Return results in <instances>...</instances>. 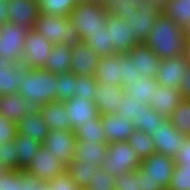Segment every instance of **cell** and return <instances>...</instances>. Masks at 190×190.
<instances>
[{
	"mask_svg": "<svg viewBox=\"0 0 190 190\" xmlns=\"http://www.w3.org/2000/svg\"><path fill=\"white\" fill-rule=\"evenodd\" d=\"M144 43L162 60L186 54L188 40L185 29L163 13L152 26Z\"/></svg>",
	"mask_w": 190,
	"mask_h": 190,
	"instance_id": "cell-1",
	"label": "cell"
},
{
	"mask_svg": "<svg viewBox=\"0 0 190 190\" xmlns=\"http://www.w3.org/2000/svg\"><path fill=\"white\" fill-rule=\"evenodd\" d=\"M57 75L42 68L26 67L25 80L18 94L25 100L37 101L42 105L57 100Z\"/></svg>",
	"mask_w": 190,
	"mask_h": 190,
	"instance_id": "cell-2",
	"label": "cell"
},
{
	"mask_svg": "<svg viewBox=\"0 0 190 190\" xmlns=\"http://www.w3.org/2000/svg\"><path fill=\"white\" fill-rule=\"evenodd\" d=\"M34 30L52 44H64L73 47L82 41L79 31L74 27L69 17L40 12Z\"/></svg>",
	"mask_w": 190,
	"mask_h": 190,
	"instance_id": "cell-3",
	"label": "cell"
},
{
	"mask_svg": "<svg viewBox=\"0 0 190 190\" xmlns=\"http://www.w3.org/2000/svg\"><path fill=\"white\" fill-rule=\"evenodd\" d=\"M108 12L101 4L80 0L72 10L69 19L79 31L83 41L87 35L107 28Z\"/></svg>",
	"mask_w": 190,
	"mask_h": 190,
	"instance_id": "cell-4",
	"label": "cell"
},
{
	"mask_svg": "<svg viewBox=\"0 0 190 190\" xmlns=\"http://www.w3.org/2000/svg\"><path fill=\"white\" fill-rule=\"evenodd\" d=\"M140 164L141 160L128 141H120L108 144L107 156L102 168L115 177L123 173L136 171Z\"/></svg>",
	"mask_w": 190,
	"mask_h": 190,
	"instance_id": "cell-5",
	"label": "cell"
},
{
	"mask_svg": "<svg viewBox=\"0 0 190 190\" xmlns=\"http://www.w3.org/2000/svg\"><path fill=\"white\" fill-rule=\"evenodd\" d=\"M29 31V28L18 26L13 22L0 25V57L21 64L24 42Z\"/></svg>",
	"mask_w": 190,
	"mask_h": 190,
	"instance_id": "cell-6",
	"label": "cell"
},
{
	"mask_svg": "<svg viewBox=\"0 0 190 190\" xmlns=\"http://www.w3.org/2000/svg\"><path fill=\"white\" fill-rule=\"evenodd\" d=\"M23 171L36 176L40 181L48 182L66 172V165L41 145Z\"/></svg>",
	"mask_w": 190,
	"mask_h": 190,
	"instance_id": "cell-7",
	"label": "cell"
},
{
	"mask_svg": "<svg viewBox=\"0 0 190 190\" xmlns=\"http://www.w3.org/2000/svg\"><path fill=\"white\" fill-rule=\"evenodd\" d=\"M52 43L34 29L25 38L21 64L28 68H42L52 51Z\"/></svg>",
	"mask_w": 190,
	"mask_h": 190,
	"instance_id": "cell-8",
	"label": "cell"
},
{
	"mask_svg": "<svg viewBox=\"0 0 190 190\" xmlns=\"http://www.w3.org/2000/svg\"><path fill=\"white\" fill-rule=\"evenodd\" d=\"M106 23V29L110 33L115 53L127 54L137 44L141 43L133 33L131 26L118 15L108 12Z\"/></svg>",
	"mask_w": 190,
	"mask_h": 190,
	"instance_id": "cell-9",
	"label": "cell"
},
{
	"mask_svg": "<svg viewBox=\"0 0 190 190\" xmlns=\"http://www.w3.org/2000/svg\"><path fill=\"white\" fill-rule=\"evenodd\" d=\"M153 138L156 152L175 157L185 143L187 136L180 133L171 123L169 118L155 131L150 133Z\"/></svg>",
	"mask_w": 190,
	"mask_h": 190,
	"instance_id": "cell-10",
	"label": "cell"
},
{
	"mask_svg": "<svg viewBox=\"0 0 190 190\" xmlns=\"http://www.w3.org/2000/svg\"><path fill=\"white\" fill-rule=\"evenodd\" d=\"M174 158L155 152L149 158L141 161L140 168L146 172V176L168 189L175 170Z\"/></svg>",
	"mask_w": 190,
	"mask_h": 190,
	"instance_id": "cell-11",
	"label": "cell"
},
{
	"mask_svg": "<svg viewBox=\"0 0 190 190\" xmlns=\"http://www.w3.org/2000/svg\"><path fill=\"white\" fill-rule=\"evenodd\" d=\"M76 136L75 131L49 130L47 138L42 145L54 156L68 165L75 153Z\"/></svg>",
	"mask_w": 190,
	"mask_h": 190,
	"instance_id": "cell-12",
	"label": "cell"
},
{
	"mask_svg": "<svg viewBox=\"0 0 190 190\" xmlns=\"http://www.w3.org/2000/svg\"><path fill=\"white\" fill-rule=\"evenodd\" d=\"M188 65L189 60L185 54L174 58L162 59L155 79L159 85L179 89Z\"/></svg>",
	"mask_w": 190,
	"mask_h": 190,
	"instance_id": "cell-13",
	"label": "cell"
},
{
	"mask_svg": "<svg viewBox=\"0 0 190 190\" xmlns=\"http://www.w3.org/2000/svg\"><path fill=\"white\" fill-rule=\"evenodd\" d=\"M42 104L37 101L25 100L20 94L0 96V115L18 123L29 112H39Z\"/></svg>",
	"mask_w": 190,
	"mask_h": 190,
	"instance_id": "cell-14",
	"label": "cell"
},
{
	"mask_svg": "<svg viewBox=\"0 0 190 190\" xmlns=\"http://www.w3.org/2000/svg\"><path fill=\"white\" fill-rule=\"evenodd\" d=\"M25 72L26 66L0 57V96L18 94V89L25 80Z\"/></svg>",
	"mask_w": 190,
	"mask_h": 190,
	"instance_id": "cell-15",
	"label": "cell"
},
{
	"mask_svg": "<svg viewBox=\"0 0 190 190\" xmlns=\"http://www.w3.org/2000/svg\"><path fill=\"white\" fill-rule=\"evenodd\" d=\"M65 110L73 131L100 115L94 101L80 96L65 101Z\"/></svg>",
	"mask_w": 190,
	"mask_h": 190,
	"instance_id": "cell-16",
	"label": "cell"
},
{
	"mask_svg": "<svg viewBox=\"0 0 190 190\" xmlns=\"http://www.w3.org/2000/svg\"><path fill=\"white\" fill-rule=\"evenodd\" d=\"M72 49L71 72L76 75H94L101 56L84 41Z\"/></svg>",
	"mask_w": 190,
	"mask_h": 190,
	"instance_id": "cell-17",
	"label": "cell"
},
{
	"mask_svg": "<svg viewBox=\"0 0 190 190\" xmlns=\"http://www.w3.org/2000/svg\"><path fill=\"white\" fill-rule=\"evenodd\" d=\"M7 11L10 13V22L34 29L35 22L40 14V7L38 0H10Z\"/></svg>",
	"mask_w": 190,
	"mask_h": 190,
	"instance_id": "cell-18",
	"label": "cell"
},
{
	"mask_svg": "<svg viewBox=\"0 0 190 190\" xmlns=\"http://www.w3.org/2000/svg\"><path fill=\"white\" fill-rule=\"evenodd\" d=\"M160 14L149 3H145V5L140 6L137 14L127 16L122 20L131 26L136 38L143 43L148 39L152 26Z\"/></svg>",
	"mask_w": 190,
	"mask_h": 190,
	"instance_id": "cell-19",
	"label": "cell"
},
{
	"mask_svg": "<svg viewBox=\"0 0 190 190\" xmlns=\"http://www.w3.org/2000/svg\"><path fill=\"white\" fill-rule=\"evenodd\" d=\"M182 99L179 89L157 84L155 92L150 96L148 105L166 118H169Z\"/></svg>",
	"mask_w": 190,
	"mask_h": 190,
	"instance_id": "cell-20",
	"label": "cell"
},
{
	"mask_svg": "<svg viewBox=\"0 0 190 190\" xmlns=\"http://www.w3.org/2000/svg\"><path fill=\"white\" fill-rule=\"evenodd\" d=\"M103 131L107 143L128 141L135 131L133 122L124 116L117 114L102 115Z\"/></svg>",
	"mask_w": 190,
	"mask_h": 190,
	"instance_id": "cell-21",
	"label": "cell"
},
{
	"mask_svg": "<svg viewBox=\"0 0 190 190\" xmlns=\"http://www.w3.org/2000/svg\"><path fill=\"white\" fill-rule=\"evenodd\" d=\"M127 54L134 60L141 77H156L161 59L146 43L137 44Z\"/></svg>",
	"mask_w": 190,
	"mask_h": 190,
	"instance_id": "cell-22",
	"label": "cell"
},
{
	"mask_svg": "<svg viewBox=\"0 0 190 190\" xmlns=\"http://www.w3.org/2000/svg\"><path fill=\"white\" fill-rule=\"evenodd\" d=\"M124 89L120 85L104 86L97 82L95 105L100 115L115 113L124 101Z\"/></svg>",
	"mask_w": 190,
	"mask_h": 190,
	"instance_id": "cell-23",
	"label": "cell"
},
{
	"mask_svg": "<svg viewBox=\"0 0 190 190\" xmlns=\"http://www.w3.org/2000/svg\"><path fill=\"white\" fill-rule=\"evenodd\" d=\"M107 142H92L76 140L75 153L72 160H81L90 162L93 166L102 167L105 157L107 156Z\"/></svg>",
	"mask_w": 190,
	"mask_h": 190,
	"instance_id": "cell-24",
	"label": "cell"
},
{
	"mask_svg": "<svg viewBox=\"0 0 190 190\" xmlns=\"http://www.w3.org/2000/svg\"><path fill=\"white\" fill-rule=\"evenodd\" d=\"M41 113L49 130H72L71 121L65 110V102L56 100L44 104Z\"/></svg>",
	"mask_w": 190,
	"mask_h": 190,
	"instance_id": "cell-25",
	"label": "cell"
},
{
	"mask_svg": "<svg viewBox=\"0 0 190 190\" xmlns=\"http://www.w3.org/2000/svg\"><path fill=\"white\" fill-rule=\"evenodd\" d=\"M94 77L101 85L121 86V66L118 64V53L101 57L94 73Z\"/></svg>",
	"mask_w": 190,
	"mask_h": 190,
	"instance_id": "cell-26",
	"label": "cell"
},
{
	"mask_svg": "<svg viewBox=\"0 0 190 190\" xmlns=\"http://www.w3.org/2000/svg\"><path fill=\"white\" fill-rule=\"evenodd\" d=\"M72 49L64 44H53L52 51L42 69L55 75L71 72Z\"/></svg>",
	"mask_w": 190,
	"mask_h": 190,
	"instance_id": "cell-27",
	"label": "cell"
},
{
	"mask_svg": "<svg viewBox=\"0 0 190 190\" xmlns=\"http://www.w3.org/2000/svg\"><path fill=\"white\" fill-rule=\"evenodd\" d=\"M18 133L28 134L30 137L43 143L47 138L49 128L43 120L41 111L25 114L17 123Z\"/></svg>",
	"mask_w": 190,
	"mask_h": 190,
	"instance_id": "cell-28",
	"label": "cell"
},
{
	"mask_svg": "<svg viewBox=\"0 0 190 190\" xmlns=\"http://www.w3.org/2000/svg\"><path fill=\"white\" fill-rule=\"evenodd\" d=\"M16 154L20 170L23 171L33 159V155L41 147V143L30 137L28 134L17 133L14 139Z\"/></svg>",
	"mask_w": 190,
	"mask_h": 190,
	"instance_id": "cell-29",
	"label": "cell"
},
{
	"mask_svg": "<svg viewBox=\"0 0 190 190\" xmlns=\"http://www.w3.org/2000/svg\"><path fill=\"white\" fill-rule=\"evenodd\" d=\"M99 166H93L90 162H82L81 160H72L66 166V172L74 181V183L84 190L88 183L92 181V176Z\"/></svg>",
	"mask_w": 190,
	"mask_h": 190,
	"instance_id": "cell-30",
	"label": "cell"
},
{
	"mask_svg": "<svg viewBox=\"0 0 190 190\" xmlns=\"http://www.w3.org/2000/svg\"><path fill=\"white\" fill-rule=\"evenodd\" d=\"M0 190H32V175L21 170H8L0 175Z\"/></svg>",
	"mask_w": 190,
	"mask_h": 190,
	"instance_id": "cell-31",
	"label": "cell"
},
{
	"mask_svg": "<svg viewBox=\"0 0 190 190\" xmlns=\"http://www.w3.org/2000/svg\"><path fill=\"white\" fill-rule=\"evenodd\" d=\"M76 140L107 142L103 131L102 115L88 121L86 124L79 126L75 130Z\"/></svg>",
	"mask_w": 190,
	"mask_h": 190,
	"instance_id": "cell-32",
	"label": "cell"
},
{
	"mask_svg": "<svg viewBox=\"0 0 190 190\" xmlns=\"http://www.w3.org/2000/svg\"><path fill=\"white\" fill-rule=\"evenodd\" d=\"M164 14L187 29L190 26V0H170Z\"/></svg>",
	"mask_w": 190,
	"mask_h": 190,
	"instance_id": "cell-33",
	"label": "cell"
},
{
	"mask_svg": "<svg viewBox=\"0 0 190 190\" xmlns=\"http://www.w3.org/2000/svg\"><path fill=\"white\" fill-rule=\"evenodd\" d=\"M128 143L136 152L141 161L149 158L156 152L153 138L143 131L135 130L128 139Z\"/></svg>",
	"mask_w": 190,
	"mask_h": 190,
	"instance_id": "cell-34",
	"label": "cell"
},
{
	"mask_svg": "<svg viewBox=\"0 0 190 190\" xmlns=\"http://www.w3.org/2000/svg\"><path fill=\"white\" fill-rule=\"evenodd\" d=\"M157 81L155 78L141 77V79L136 84H128L124 88V92L134 97L137 101L144 102L145 105H148L151 94L155 92L157 86Z\"/></svg>",
	"mask_w": 190,
	"mask_h": 190,
	"instance_id": "cell-35",
	"label": "cell"
},
{
	"mask_svg": "<svg viewBox=\"0 0 190 190\" xmlns=\"http://www.w3.org/2000/svg\"><path fill=\"white\" fill-rule=\"evenodd\" d=\"M83 41L91 49L95 50L101 57L115 54L110 33L107 29L87 35Z\"/></svg>",
	"mask_w": 190,
	"mask_h": 190,
	"instance_id": "cell-36",
	"label": "cell"
},
{
	"mask_svg": "<svg viewBox=\"0 0 190 190\" xmlns=\"http://www.w3.org/2000/svg\"><path fill=\"white\" fill-rule=\"evenodd\" d=\"M169 120L180 133L190 136V99L183 98Z\"/></svg>",
	"mask_w": 190,
	"mask_h": 190,
	"instance_id": "cell-37",
	"label": "cell"
},
{
	"mask_svg": "<svg viewBox=\"0 0 190 190\" xmlns=\"http://www.w3.org/2000/svg\"><path fill=\"white\" fill-rule=\"evenodd\" d=\"M80 0H38L40 12L54 16L69 17Z\"/></svg>",
	"mask_w": 190,
	"mask_h": 190,
	"instance_id": "cell-38",
	"label": "cell"
},
{
	"mask_svg": "<svg viewBox=\"0 0 190 190\" xmlns=\"http://www.w3.org/2000/svg\"><path fill=\"white\" fill-rule=\"evenodd\" d=\"M139 119V122L134 125L135 130H140L150 135L168 118L152 109L149 105H145L143 115Z\"/></svg>",
	"mask_w": 190,
	"mask_h": 190,
	"instance_id": "cell-39",
	"label": "cell"
},
{
	"mask_svg": "<svg viewBox=\"0 0 190 190\" xmlns=\"http://www.w3.org/2000/svg\"><path fill=\"white\" fill-rule=\"evenodd\" d=\"M144 102L137 101L134 97L124 94V101L121 103L120 107H117L114 114L124 116L130 119L133 124L139 122V118L143 115Z\"/></svg>",
	"mask_w": 190,
	"mask_h": 190,
	"instance_id": "cell-40",
	"label": "cell"
},
{
	"mask_svg": "<svg viewBox=\"0 0 190 190\" xmlns=\"http://www.w3.org/2000/svg\"><path fill=\"white\" fill-rule=\"evenodd\" d=\"M77 75L69 72L57 75V101H67L76 96Z\"/></svg>",
	"mask_w": 190,
	"mask_h": 190,
	"instance_id": "cell-41",
	"label": "cell"
},
{
	"mask_svg": "<svg viewBox=\"0 0 190 190\" xmlns=\"http://www.w3.org/2000/svg\"><path fill=\"white\" fill-rule=\"evenodd\" d=\"M118 64L121 66V87L124 89L128 84H136L141 79L134 60L128 54H118Z\"/></svg>",
	"mask_w": 190,
	"mask_h": 190,
	"instance_id": "cell-42",
	"label": "cell"
},
{
	"mask_svg": "<svg viewBox=\"0 0 190 190\" xmlns=\"http://www.w3.org/2000/svg\"><path fill=\"white\" fill-rule=\"evenodd\" d=\"M97 80L94 75H77L76 96L95 101Z\"/></svg>",
	"mask_w": 190,
	"mask_h": 190,
	"instance_id": "cell-43",
	"label": "cell"
},
{
	"mask_svg": "<svg viewBox=\"0 0 190 190\" xmlns=\"http://www.w3.org/2000/svg\"><path fill=\"white\" fill-rule=\"evenodd\" d=\"M114 176L99 167L84 190H115Z\"/></svg>",
	"mask_w": 190,
	"mask_h": 190,
	"instance_id": "cell-44",
	"label": "cell"
},
{
	"mask_svg": "<svg viewBox=\"0 0 190 190\" xmlns=\"http://www.w3.org/2000/svg\"><path fill=\"white\" fill-rule=\"evenodd\" d=\"M167 190H190V165H176Z\"/></svg>",
	"mask_w": 190,
	"mask_h": 190,
	"instance_id": "cell-45",
	"label": "cell"
},
{
	"mask_svg": "<svg viewBox=\"0 0 190 190\" xmlns=\"http://www.w3.org/2000/svg\"><path fill=\"white\" fill-rule=\"evenodd\" d=\"M0 164L5 165L10 170H20L13 141L0 144Z\"/></svg>",
	"mask_w": 190,
	"mask_h": 190,
	"instance_id": "cell-46",
	"label": "cell"
},
{
	"mask_svg": "<svg viewBox=\"0 0 190 190\" xmlns=\"http://www.w3.org/2000/svg\"><path fill=\"white\" fill-rule=\"evenodd\" d=\"M115 190H141L140 174L137 171L114 177Z\"/></svg>",
	"mask_w": 190,
	"mask_h": 190,
	"instance_id": "cell-47",
	"label": "cell"
},
{
	"mask_svg": "<svg viewBox=\"0 0 190 190\" xmlns=\"http://www.w3.org/2000/svg\"><path fill=\"white\" fill-rule=\"evenodd\" d=\"M17 133V123L0 115V144L14 141Z\"/></svg>",
	"mask_w": 190,
	"mask_h": 190,
	"instance_id": "cell-48",
	"label": "cell"
},
{
	"mask_svg": "<svg viewBox=\"0 0 190 190\" xmlns=\"http://www.w3.org/2000/svg\"><path fill=\"white\" fill-rule=\"evenodd\" d=\"M50 190H81L71 179L67 172L47 182Z\"/></svg>",
	"mask_w": 190,
	"mask_h": 190,
	"instance_id": "cell-49",
	"label": "cell"
},
{
	"mask_svg": "<svg viewBox=\"0 0 190 190\" xmlns=\"http://www.w3.org/2000/svg\"><path fill=\"white\" fill-rule=\"evenodd\" d=\"M174 161L176 165H190V136L187 137L185 143L174 157Z\"/></svg>",
	"mask_w": 190,
	"mask_h": 190,
	"instance_id": "cell-50",
	"label": "cell"
},
{
	"mask_svg": "<svg viewBox=\"0 0 190 190\" xmlns=\"http://www.w3.org/2000/svg\"><path fill=\"white\" fill-rule=\"evenodd\" d=\"M136 171L140 174L141 190H166L162 185L156 184V182L147 177L146 172L140 167Z\"/></svg>",
	"mask_w": 190,
	"mask_h": 190,
	"instance_id": "cell-51",
	"label": "cell"
},
{
	"mask_svg": "<svg viewBox=\"0 0 190 190\" xmlns=\"http://www.w3.org/2000/svg\"><path fill=\"white\" fill-rule=\"evenodd\" d=\"M111 12L124 19L132 14H137L138 10L134 7L133 3H125L117 5Z\"/></svg>",
	"mask_w": 190,
	"mask_h": 190,
	"instance_id": "cell-52",
	"label": "cell"
},
{
	"mask_svg": "<svg viewBox=\"0 0 190 190\" xmlns=\"http://www.w3.org/2000/svg\"><path fill=\"white\" fill-rule=\"evenodd\" d=\"M125 3H133L134 7L137 10H139L140 6L145 5V3H149V1L148 0H106V3L103 6L107 11L111 12L117 5Z\"/></svg>",
	"mask_w": 190,
	"mask_h": 190,
	"instance_id": "cell-53",
	"label": "cell"
},
{
	"mask_svg": "<svg viewBox=\"0 0 190 190\" xmlns=\"http://www.w3.org/2000/svg\"><path fill=\"white\" fill-rule=\"evenodd\" d=\"M179 90L184 99H190V64L186 70V74L180 84Z\"/></svg>",
	"mask_w": 190,
	"mask_h": 190,
	"instance_id": "cell-54",
	"label": "cell"
},
{
	"mask_svg": "<svg viewBox=\"0 0 190 190\" xmlns=\"http://www.w3.org/2000/svg\"><path fill=\"white\" fill-rule=\"evenodd\" d=\"M9 1L10 0H0V25L10 22V13L7 11L9 7Z\"/></svg>",
	"mask_w": 190,
	"mask_h": 190,
	"instance_id": "cell-55",
	"label": "cell"
},
{
	"mask_svg": "<svg viewBox=\"0 0 190 190\" xmlns=\"http://www.w3.org/2000/svg\"><path fill=\"white\" fill-rule=\"evenodd\" d=\"M148 1L153 9L163 14L170 0H148Z\"/></svg>",
	"mask_w": 190,
	"mask_h": 190,
	"instance_id": "cell-56",
	"label": "cell"
},
{
	"mask_svg": "<svg viewBox=\"0 0 190 190\" xmlns=\"http://www.w3.org/2000/svg\"><path fill=\"white\" fill-rule=\"evenodd\" d=\"M32 190H50V187L47 182L40 181L32 175Z\"/></svg>",
	"mask_w": 190,
	"mask_h": 190,
	"instance_id": "cell-57",
	"label": "cell"
},
{
	"mask_svg": "<svg viewBox=\"0 0 190 190\" xmlns=\"http://www.w3.org/2000/svg\"><path fill=\"white\" fill-rule=\"evenodd\" d=\"M9 168H7L5 165L0 164V175L5 174Z\"/></svg>",
	"mask_w": 190,
	"mask_h": 190,
	"instance_id": "cell-58",
	"label": "cell"
},
{
	"mask_svg": "<svg viewBox=\"0 0 190 190\" xmlns=\"http://www.w3.org/2000/svg\"><path fill=\"white\" fill-rule=\"evenodd\" d=\"M186 57L189 60V64H190V41H188V45H187V49H186Z\"/></svg>",
	"mask_w": 190,
	"mask_h": 190,
	"instance_id": "cell-59",
	"label": "cell"
},
{
	"mask_svg": "<svg viewBox=\"0 0 190 190\" xmlns=\"http://www.w3.org/2000/svg\"><path fill=\"white\" fill-rule=\"evenodd\" d=\"M85 1L98 3V4H101V5H104L106 3V0H85Z\"/></svg>",
	"mask_w": 190,
	"mask_h": 190,
	"instance_id": "cell-60",
	"label": "cell"
},
{
	"mask_svg": "<svg viewBox=\"0 0 190 190\" xmlns=\"http://www.w3.org/2000/svg\"><path fill=\"white\" fill-rule=\"evenodd\" d=\"M185 31L187 34V40L190 41V26L187 29H185Z\"/></svg>",
	"mask_w": 190,
	"mask_h": 190,
	"instance_id": "cell-61",
	"label": "cell"
}]
</instances>
